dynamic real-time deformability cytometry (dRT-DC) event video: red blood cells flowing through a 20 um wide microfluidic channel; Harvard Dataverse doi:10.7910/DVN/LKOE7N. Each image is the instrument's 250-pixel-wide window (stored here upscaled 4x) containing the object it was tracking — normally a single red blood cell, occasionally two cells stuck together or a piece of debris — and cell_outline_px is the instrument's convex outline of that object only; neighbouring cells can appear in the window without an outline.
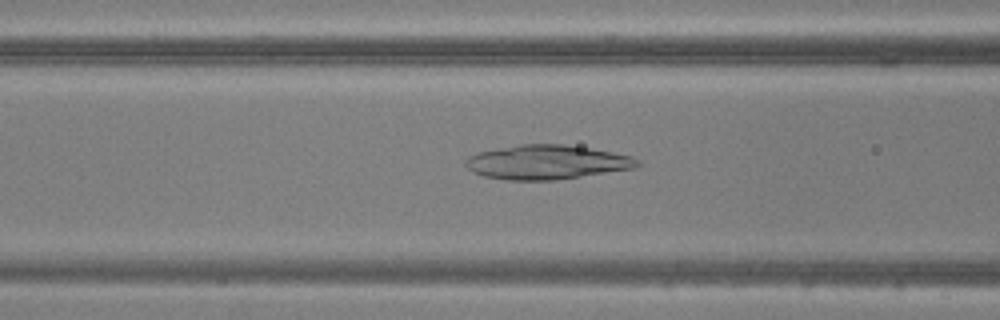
{"species": "common noctule bat (a hibernating species)", "species_latin": "Nyctalus noctula", "temperature_condition": "warm", "stored_images_in_passage": 47, "camera_frame_rate_fps": 3000, "um_per_image_px": 0.085, "animal": {"sex": "male", "body_mass_g": 20.5, "forearm_length_mm": 52.5}, "frame": {"image": 1, "passage_image": 17, "time_ms": 5.333, "image_size_px": [1000, 320], "cell_outline_px": [[644, 164], [636, 168], [556, 180], [508, 180], [484, 176], [468, 168], [464, 164], [464, 160], [468, 156], [476, 152], [520, 144], [564, 144], [612, 152], [632, 156], [640, 160]], "centroid_in_image_um": [46.5, 13.78], "position_along_channel_um": 120.1, "area_um2": 34.45}}
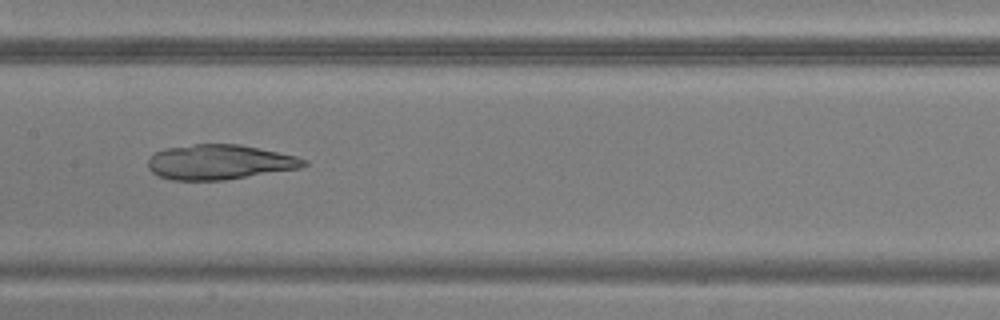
{"frame": {"image": 2, "passage_image": 22, "time_ms": 7.0, "image_size_px": [1000, 320], "cell_outline_px": [[308, 164], [300, 168], [224, 180], [172, 180], [160, 176], [152, 172], [148, 168], [148, 160], [156, 152], [164, 148], [196, 144], [240, 144], [296, 156], [308, 160]], "centroid_in_image_um": [18.67, 13.77], "position_along_channel_um": 188.7, "area_um2": 31.56}}
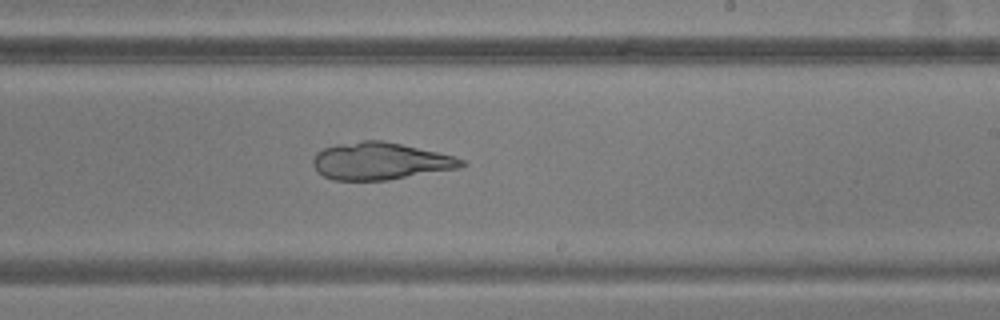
{"frame": {"image": 3, "passage_image": 27, "time_ms": 8.667, "image_size_px": [1000, 320], "cell_outline_px": [[468, 164], [460, 168], [388, 180], [332, 180], [316, 172], [312, 164], [312, 160], [316, 152], [324, 148], [336, 144], [364, 140], [384, 140], [456, 156], [464, 160]], "centroid_in_image_um": [32.32, 13.69], "position_along_channel_um": 256.7, "area_um2": 32.54}}